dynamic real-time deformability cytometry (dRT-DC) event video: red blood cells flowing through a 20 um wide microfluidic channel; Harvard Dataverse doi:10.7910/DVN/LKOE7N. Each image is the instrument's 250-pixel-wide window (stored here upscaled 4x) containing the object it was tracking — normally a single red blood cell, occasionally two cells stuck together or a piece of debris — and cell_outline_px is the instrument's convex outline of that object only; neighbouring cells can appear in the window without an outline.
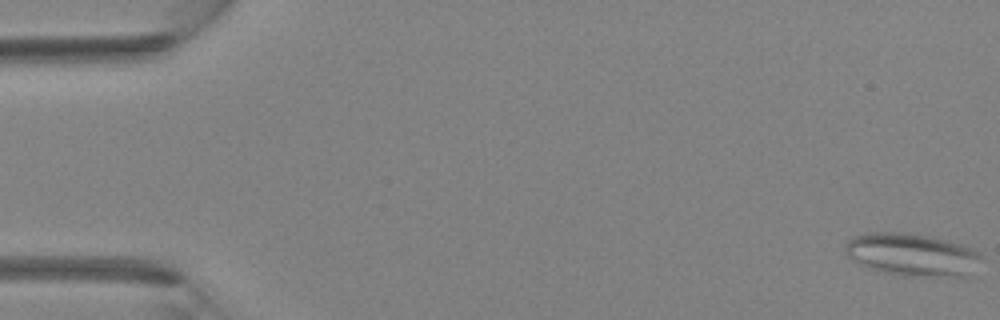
{"species": "Egyptian fruit bat (a non-hibernating species)", "species_latin": "Rousettus aegyptiacus", "temperature_condition": "room temperature", "stored_images_in_passage": 40, "camera_frame_rate_fps": 3000, "um_per_image_px": 0.085, "animal": {"sex": "female"}, "frame": {"image": 1, "passage_image": 1, "time_ms": 0.0, "image_size_px": [1000, 320], "cell_outline_px": [[984, 256], [972, 276], [968, 280], [960, 280], [900, 276], [880, 272], [868, 268], [852, 260], [844, 252], [844, 244], [852, 236], [868, 232], [900, 232], [932, 236], [960, 244]], "centroid_in_image_um": [77.6, 21.72], "position_along_channel_um": 7.4, "area_um2": 35.55}}
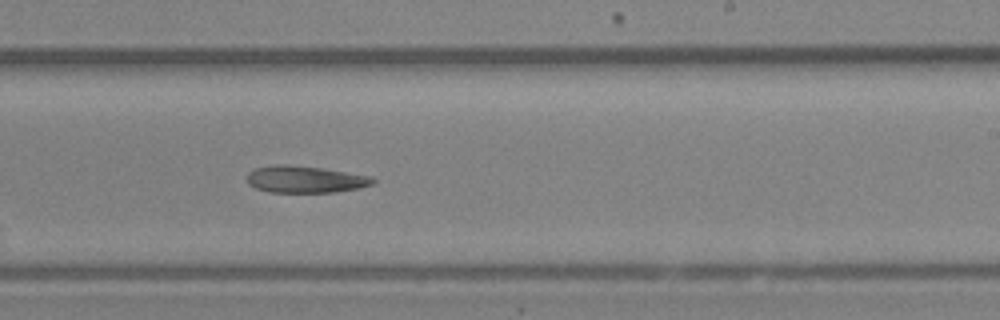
{"frame": {"image": 2, "passage_image": 25, "time_ms": 8.0, "image_size_px": [1000, 320], "cell_outline_px": [[376, 180], [372, 184], [360, 188], [336, 192], [268, 192], [256, 188], [248, 184], [248, 172], [252, 168], [280, 164], [284, 164], [324, 168], [372, 176]], "centroid_in_image_um": [25.95, 15.24], "position_along_channel_um": 263.1, "area_um2": 19.88}}
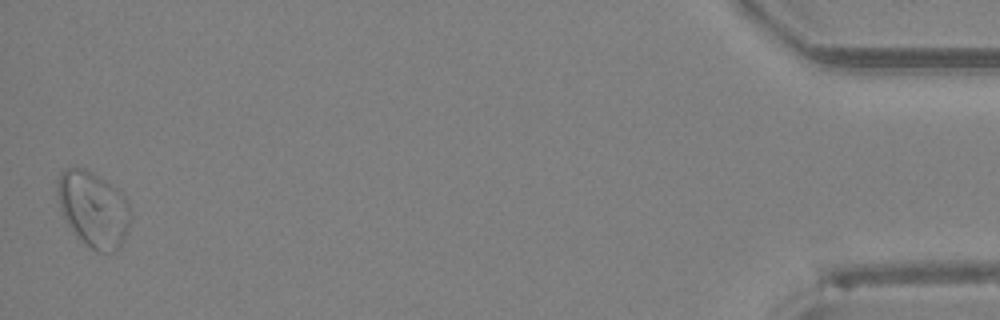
{"frame": {"image": 3, "passage_image": 40, "time_ms": 13.0, "image_size_px": [1000, 320], "cell_outline_px": [[132, 216], [124, 240], [116, 252], [96, 252], [76, 236], [60, 212], [56, 192], [56, 180], [60, 172], [64, 168], [76, 164], [100, 176], [116, 188], [128, 200], [132, 212]], "centroid_in_image_um": [7.92, 17.73], "position_along_channel_um": 427.3, "area_um2": 33.12}}